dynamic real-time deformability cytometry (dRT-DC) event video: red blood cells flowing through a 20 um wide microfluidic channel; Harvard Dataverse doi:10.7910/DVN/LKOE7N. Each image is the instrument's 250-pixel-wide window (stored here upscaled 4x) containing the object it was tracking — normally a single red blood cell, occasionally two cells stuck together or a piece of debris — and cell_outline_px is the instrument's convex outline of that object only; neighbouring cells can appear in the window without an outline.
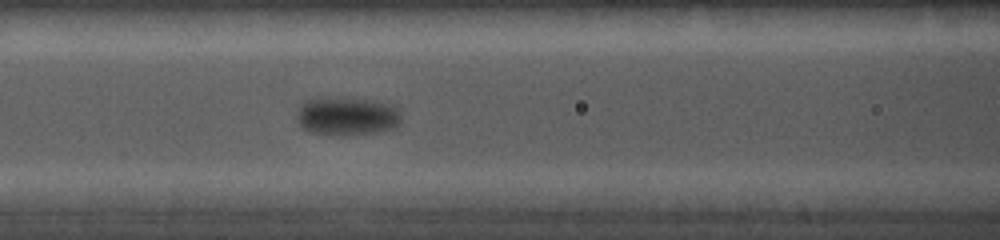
{"species": "common noctule bat (a hibernating species)", "species_latin": "Nyctalus noctula", "temperature_condition": "cold", "stored_images_in_passage": 20, "camera_frame_rate_fps": 5000, "um_per_image_px": 0.085, "animal": {"sex": "female", "body_mass_g": 19.0, "forearm_length_mm": 56.7}, "frame": {"image": 1, "passage_image": 6, "time_ms": 2.6, "image_size_px": [1000, 240], "cell_outline_px": [[400, 120], [396, 128], [376, 132], [344, 136], [340, 136], [308, 132], [300, 128], [296, 120], [296, 112], [300, 104], [304, 100], [320, 96], [340, 96], [372, 100], [396, 108], [400, 112]], "centroid_in_image_um": [29.38, 9.86], "position_along_channel_um": 137.2, "area_um2": 24.22}}
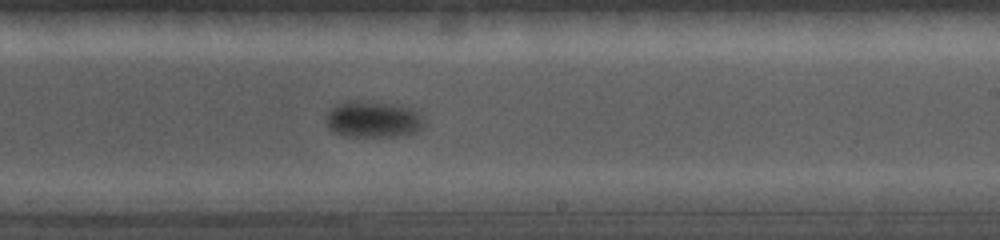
{"frame": {"image": 2, "passage_image": 11, "time_ms": 5.4, "image_size_px": [1000, 240], "cell_outline_px": [[424, 124], [416, 132], [392, 136], [344, 136], [332, 132], [328, 128], [324, 120], [328, 112], [332, 108], [340, 104], [352, 100], [400, 104], [416, 112], [424, 120]], "centroid_in_image_um": [31.66, 10.14], "position_along_channel_um": 257.3, "area_um2": 20.69}}
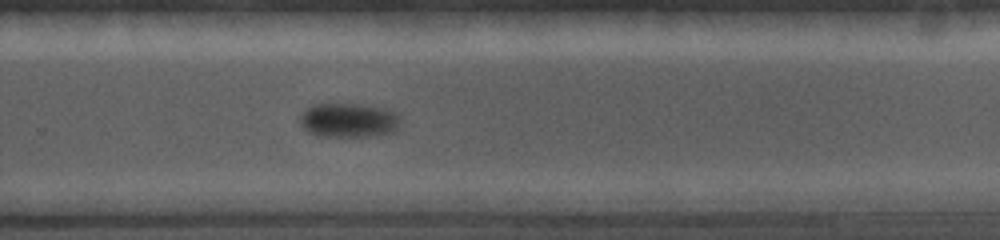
{"frame": {"image": 3, "passage_image": 13, "time_ms": 6.4, "image_size_px": [1000, 240], "cell_outline_px": [[400, 124], [396, 132], [368, 136], [320, 136], [308, 132], [300, 124], [300, 116], [312, 104], [360, 104], [384, 108], [396, 112], [400, 116]], "centroid_in_image_um": [29.67, 10.22], "position_along_channel_um": 300.1, "area_um2": 20.17}}